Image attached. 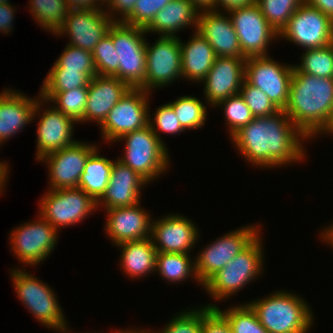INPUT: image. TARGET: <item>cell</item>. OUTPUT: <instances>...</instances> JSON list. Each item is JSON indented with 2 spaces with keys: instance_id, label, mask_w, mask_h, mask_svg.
Listing matches in <instances>:
<instances>
[{
  "instance_id": "obj_1",
  "label": "cell",
  "mask_w": 333,
  "mask_h": 333,
  "mask_svg": "<svg viewBox=\"0 0 333 333\" xmlns=\"http://www.w3.org/2000/svg\"><path fill=\"white\" fill-rule=\"evenodd\" d=\"M230 138L243 158L256 167H282L306 157L302 140L308 138L284 110L255 117Z\"/></svg>"
},
{
  "instance_id": "obj_2",
  "label": "cell",
  "mask_w": 333,
  "mask_h": 333,
  "mask_svg": "<svg viewBox=\"0 0 333 333\" xmlns=\"http://www.w3.org/2000/svg\"><path fill=\"white\" fill-rule=\"evenodd\" d=\"M284 111L308 139L316 138L333 115V78L311 76L294 69Z\"/></svg>"
},
{
  "instance_id": "obj_3",
  "label": "cell",
  "mask_w": 333,
  "mask_h": 333,
  "mask_svg": "<svg viewBox=\"0 0 333 333\" xmlns=\"http://www.w3.org/2000/svg\"><path fill=\"white\" fill-rule=\"evenodd\" d=\"M248 304L269 333H308L313 325L312 310L291 292L275 291Z\"/></svg>"
},
{
  "instance_id": "obj_4",
  "label": "cell",
  "mask_w": 333,
  "mask_h": 333,
  "mask_svg": "<svg viewBox=\"0 0 333 333\" xmlns=\"http://www.w3.org/2000/svg\"><path fill=\"white\" fill-rule=\"evenodd\" d=\"M261 243V236L258 235L203 285L213 299L219 301L228 298L250 281H255L254 278L262 272L264 261Z\"/></svg>"
},
{
  "instance_id": "obj_5",
  "label": "cell",
  "mask_w": 333,
  "mask_h": 333,
  "mask_svg": "<svg viewBox=\"0 0 333 333\" xmlns=\"http://www.w3.org/2000/svg\"><path fill=\"white\" fill-rule=\"evenodd\" d=\"M113 41L119 62L118 71L113 75L131 88L144 90L146 75L145 28L113 22L107 33Z\"/></svg>"
},
{
  "instance_id": "obj_6",
  "label": "cell",
  "mask_w": 333,
  "mask_h": 333,
  "mask_svg": "<svg viewBox=\"0 0 333 333\" xmlns=\"http://www.w3.org/2000/svg\"><path fill=\"white\" fill-rule=\"evenodd\" d=\"M125 139V153L120 158L123 164L137 172L148 183L163 174L169 165L168 149L148 124L142 129L122 135L116 141ZM159 175V176H158Z\"/></svg>"
},
{
  "instance_id": "obj_7",
  "label": "cell",
  "mask_w": 333,
  "mask_h": 333,
  "mask_svg": "<svg viewBox=\"0 0 333 333\" xmlns=\"http://www.w3.org/2000/svg\"><path fill=\"white\" fill-rule=\"evenodd\" d=\"M10 271L19 300L33 316L50 329L59 331L66 328L68 323L66 324L63 309L60 308L52 288L24 269Z\"/></svg>"
},
{
  "instance_id": "obj_8",
  "label": "cell",
  "mask_w": 333,
  "mask_h": 333,
  "mask_svg": "<svg viewBox=\"0 0 333 333\" xmlns=\"http://www.w3.org/2000/svg\"><path fill=\"white\" fill-rule=\"evenodd\" d=\"M39 203V215L58 231L80 223L97 209V202L81 188L49 189Z\"/></svg>"
},
{
  "instance_id": "obj_9",
  "label": "cell",
  "mask_w": 333,
  "mask_h": 333,
  "mask_svg": "<svg viewBox=\"0 0 333 333\" xmlns=\"http://www.w3.org/2000/svg\"><path fill=\"white\" fill-rule=\"evenodd\" d=\"M258 225L243 226L237 230L228 232L219 237L211 245L200 250V254L194 259V269L200 285H204L215 273L223 269L225 265L237 254L245 249L258 235Z\"/></svg>"
},
{
  "instance_id": "obj_10",
  "label": "cell",
  "mask_w": 333,
  "mask_h": 333,
  "mask_svg": "<svg viewBox=\"0 0 333 333\" xmlns=\"http://www.w3.org/2000/svg\"><path fill=\"white\" fill-rule=\"evenodd\" d=\"M279 37L305 50L321 48L333 43V20L304 1L280 31Z\"/></svg>"
},
{
  "instance_id": "obj_11",
  "label": "cell",
  "mask_w": 333,
  "mask_h": 333,
  "mask_svg": "<svg viewBox=\"0 0 333 333\" xmlns=\"http://www.w3.org/2000/svg\"><path fill=\"white\" fill-rule=\"evenodd\" d=\"M149 92L131 88L109 111L99 126L102 137L116 142L122 135L144 128L149 124Z\"/></svg>"
},
{
  "instance_id": "obj_12",
  "label": "cell",
  "mask_w": 333,
  "mask_h": 333,
  "mask_svg": "<svg viewBox=\"0 0 333 333\" xmlns=\"http://www.w3.org/2000/svg\"><path fill=\"white\" fill-rule=\"evenodd\" d=\"M294 65H282L269 55L246 58L245 80L260 88L279 109L284 110L288 98Z\"/></svg>"
},
{
  "instance_id": "obj_13",
  "label": "cell",
  "mask_w": 333,
  "mask_h": 333,
  "mask_svg": "<svg viewBox=\"0 0 333 333\" xmlns=\"http://www.w3.org/2000/svg\"><path fill=\"white\" fill-rule=\"evenodd\" d=\"M180 77H182L180 38L160 36L152 46L146 42L144 91L150 92L154 87L167 86Z\"/></svg>"
},
{
  "instance_id": "obj_14",
  "label": "cell",
  "mask_w": 333,
  "mask_h": 333,
  "mask_svg": "<svg viewBox=\"0 0 333 333\" xmlns=\"http://www.w3.org/2000/svg\"><path fill=\"white\" fill-rule=\"evenodd\" d=\"M230 14L234 30L239 38V45L245 58L266 56L270 42L279 34L263 16L255 2L248 7L233 9Z\"/></svg>"
},
{
  "instance_id": "obj_15",
  "label": "cell",
  "mask_w": 333,
  "mask_h": 333,
  "mask_svg": "<svg viewBox=\"0 0 333 333\" xmlns=\"http://www.w3.org/2000/svg\"><path fill=\"white\" fill-rule=\"evenodd\" d=\"M38 219L20 224L10 233L12 252L27 266L39 264L49 257L58 241V230L40 215Z\"/></svg>"
},
{
  "instance_id": "obj_16",
  "label": "cell",
  "mask_w": 333,
  "mask_h": 333,
  "mask_svg": "<svg viewBox=\"0 0 333 333\" xmlns=\"http://www.w3.org/2000/svg\"><path fill=\"white\" fill-rule=\"evenodd\" d=\"M98 146L76 141L61 150L43 156L49 170V188H78L86 161Z\"/></svg>"
},
{
  "instance_id": "obj_17",
  "label": "cell",
  "mask_w": 333,
  "mask_h": 333,
  "mask_svg": "<svg viewBox=\"0 0 333 333\" xmlns=\"http://www.w3.org/2000/svg\"><path fill=\"white\" fill-rule=\"evenodd\" d=\"M104 10H70L56 36L65 33L71 39L68 45L92 52L114 22Z\"/></svg>"
},
{
  "instance_id": "obj_18",
  "label": "cell",
  "mask_w": 333,
  "mask_h": 333,
  "mask_svg": "<svg viewBox=\"0 0 333 333\" xmlns=\"http://www.w3.org/2000/svg\"><path fill=\"white\" fill-rule=\"evenodd\" d=\"M245 57H216L202 81L205 101L214 106L230 96L240 93L245 80Z\"/></svg>"
},
{
  "instance_id": "obj_19",
  "label": "cell",
  "mask_w": 333,
  "mask_h": 333,
  "mask_svg": "<svg viewBox=\"0 0 333 333\" xmlns=\"http://www.w3.org/2000/svg\"><path fill=\"white\" fill-rule=\"evenodd\" d=\"M194 222L180 214H168L151 223V236L158 252L186 253L193 248L198 236ZM158 243V244H157Z\"/></svg>"
},
{
  "instance_id": "obj_20",
  "label": "cell",
  "mask_w": 333,
  "mask_h": 333,
  "mask_svg": "<svg viewBox=\"0 0 333 333\" xmlns=\"http://www.w3.org/2000/svg\"><path fill=\"white\" fill-rule=\"evenodd\" d=\"M37 98H28L12 89L0 93V145L15 133L21 132L38 115L36 113L42 109L41 104L46 103L40 95Z\"/></svg>"
},
{
  "instance_id": "obj_21",
  "label": "cell",
  "mask_w": 333,
  "mask_h": 333,
  "mask_svg": "<svg viewBox=\"0 0 333 333\" xmlns=\"http://www.w3.org/2000/svg\"><path fill=\"white\" fill-rule=\"evenodd\" d=\"M139 205L105 209L108 215L105 230L114 245L151 236V216Z\"/></svg>"
},
{
  "instance_id": "obj_22",
  "label": "cell",
  "mask_w": 333,
  "mask_h": 333,
  "mask_svg": "<svg viewBox=\"0 0 333 333\" xmlns=\"http://www.w3.org/2000/svg\"><path fill=\"white\" fill-rule=\"evenodd\" d=\"M220 12H199L196 31L208 41L217 57H244L229 14Z\"/></svg>"
},
{
  "instance_id": "obj_23",
  "label": "cell",
  "mask_w": 333,
  "mask_h": 333,
  "mask_svg": "<svg viewBox=\"0 0 333 333\" xmlns=\"http://www.w3.org/2000/svg\"><path fill=\"white\" fill-rule=\"evenodd\" d=\"M148 182L120 160H113L112 170L104 194L97 201V208L133 206L140 203V190ZM145 185V186H144Z\"/></svg>"
},
{
  "instance_id": "obj_24",
  "label": "cell",
  "mask_w": 333,
  "mask_h": 333,
  "mask_svg": "<svg viewBox=\"0 0 333 333\" xmlns=\"http://www.w3.org/2000/svg\"><path fill=\"white\" fill-rule=\"evenodd\" d=\"M131 87L114 76L95 75L90 79L88 85V97L84 111V119L101 125L109 111L127 94Z\"/></svg>"
},
{
  "instance_id": "obj_25",
  "label": "cell",
  "mask_w": 333,
  "mask_h": 333,
  "mask_svg": "<svg viewBox=\"0 0 333 333\" xmlns=\"http://www.w3.org/2000/svg\"><path fill=\"white\" fill-rule=\"evenodd\" d=\"M43 111L37 128V161L77 141L73 140V125L77 122L55 107Z\"/></svg>"
},
{
  "instance_id": "obj_26",
  "label": "cell",
  "mask_w": 333,
  "mask_h": 333,
  "mask_svg": "<svg viewBox=\"0 0 333 333\" xmlns=\"http://www.w3.org/2000/svg\"><path fill=\"white\" fill-rule=\"evenodd\" d=\"M199 11L189 0H171L145 28L146 33L155 32L161 36H177L185 27L197 28Z\"/></svg>"
},
{
  "instance_id": "obj_27",
  "label": "cell",
  "mask_w": 333,
  "mask_h": 333,
  "mask_svg": "<svg viewBox=\"0 0 333 333\" xmlns=\"http://www.w3.org/2000/svg\"><path fill=\"white\" fill-rule=\"evenodd\" d=\"M193 32L187 44L180 39L182 78L202 83L217 56L208 41L197 31Z\"/></svg>"
},
{
  "instance_id": "obj_28",
  "label": "cell",
  "mask_w": 333,
  "mask_h": 333,
  "mask_svg": "<svg viewBox=\"0 0 333 333\" xmlns=\"http://www.w3.org/2000/svg\"><path fill=\"white\" fill-rule=\"evenodd\" d=\"M116 246L121 249L120 266L130 278L138 279L155 272L157 251L150 237Z\"/></svg>"
},
{
  "instance_id": "obj_29",
  "label": "cell",
  "mask_w": 333,
  "mask_h": 333,
  "mask_svg": "<svg viewBox=\"0 0 333 333\" xmlns=\"http://www.w3.org/2000/svg\"><path fill=\"white\" fill-rule=\"evenodd\" d=\"M112 164V160L100 156L99 150L96 149L86 161L78 188H81L97 202L108 185Z\"/></svg>"
},
{
  "instance_id": "obj_30",
  "label": "cell",
  "mask_w": 333,
  "mask_h": 333,
  "mask_svg": "<svg viewBox=\"0 0 333 333\" xmlns=\"http://www.w3.org/2000/svg\"><path fill=\"white\" fill-rule=\"evenodd\" d=\"M186 253L158 252L156 254L155 271L168 282H182L188 277L197 279L194 262ZM193 274V275H192Z\"/></svg>"
},
{
  "instance_id": "obj_31",
  "label": "cell",
  "mask_w": 333,
  "mask_h": 333,
  "mask_svg": "<svg viewBox=\"0 0 333 333\" xmlns=\"http://www.w3.org/2000/svg\"><path fill=\"white\" fill-rule=\"evenodd\" d=\"M39 94L45 102H53L57 110L75 122L81 123L84 119L88 87H78L63 92H39Z\"/></svg>"
},
{
  "instance_id": "obj_32",
  "label": "cell",
  "mask_w": 333,
  "mask_h": 333,
  "mask_svg": "<svg viewBox=\"0 0 333 333\" xmlns=\"http://www.w3.org/2000/svg\"><path fill=\"white\" fill-rule=\"evenodd\" d=\"M29 4L37 24L54 35L61 29L70 11L66 0H29Z\"/></svg>"
},
{
  "instance_id": "obj_33",
  "label": "cell",
  "mask_w": 333,
  "mask_h": 333,
  "mask_svg": "<svg viewBox=\"0 0 333 333\" xmlns=\"http://www.w3.org/2000/svg\"><path fill=\"white\" fill-rule=\"evenodd\" d=\"M301 57L300 65H294L297 72L333 78V43L321 48L305 50Z\"/></svg>"
},
{
  "instance_id": "obj_34",
  "label": "cell",
  "mask_w": 333,
  "mask_h": 333,
  "mask_svg": "<svg viewBox=\"0 0 333 333\" xmlns=\"http://www.w3.org/2000/svg\"><path fill=\"white\" fill-rule=\"evenodd\" d=\"M169 104L173 107L174 113L184 130L198 129L204 125L207 106L196 97L181 96L176 101H170Z\"/></svg>"
},
{
  "instance_id": "obj_35",
  "label": "cell",
  "mask_w": 333,
  "mask_h": 333,
  "mask_svg": "<svg viewBox=\"0 0 333 333\" xmlns=\"http://www.w3.org/2000/svg\"><path fill=\"white\" fill-rule=\"evenodd\" d=\"M97 73H82L72 70H50L40 92H63L78 87H88Z\"/></svg>"
},
{
  "instance_id": "obj_36",
  "label": "cell",
  "mask_w": 333,
  "mask_h": 333,
  "mask_svg": "<svg viewBox=\"0 0 333 333\" xmlns=\"http://www.w3.org/2000/svg\"><path fill=\"white\" fill-rule=\"evenodd\" d=\"M304 0H256L263 16L279 34Z\"/></svg>"
},
{
  "instance_id": "obj_37",
  "label": "cell",
  "mask_w": 333,
  "mask_h": 333,
  "mask_svg": "<svg viewBox=\"0 0 333 333\" xmlns=\"http://www.w3.org/2000/svg\"><path fill=\"white\" fill-rule=\"evenodd\" d=\"M216 308L226 317L232 333H269L259 322L255 311L249 304L235 305L227 310Z\"/></svg>"
},
{
  "instance_id": "obj_38",
  "label": "cell",
  "mask_w": 333,
  "mask_h": 333,
  "mask_svg": "<svg viewBox=\"0 0 333 333\" xmlns=\"http://www.w3.org/2000/svg\"><path fill=\"white\" fill-rule=\"evenodd\" d=\"M50 70L97 73L92 52L68 44Z\"/></svg>"
},
{
  "instance_id": "obj_39",
  "label": "cell",
  "mask_w": 333,
  "mask_h": 333,
  "mask_svg": "<svg viewBox=\"0 0 333 333\" xmlns=\"http://www.w3.org/2000/svg\"><path fill=\"white\" fill-rule=\"evenodd\" d=\"M221 105L224 108L230 137L255 118L240 93L219 101L215 106Z\"/></svg>"
},
{
  "instance_id": "obj_40",
  "label": "cell",
  "mask_w": 333,
  "mask_h": 333,
  "mask_svg": "<svg viewBox=\"0 0 333 333\" xmlns=\"http://www.w3.org/2000/svg\"><path fill=\"white\" fill-rule=\"evenodd\" d=\"M116 53L112 38L106 34L92 51L97 75L113 76L118 71L119 62Z\"/></svg>"
},
{
  "instance_id": "obj_41",
  "label": "cell",
  "mask_w": 333,
  "mask_h": 333,
  "mask_svg": "<svg viewBox=\"0 0 333 333\" xmlns=\"http://www.w3.org/2000/svg\"><path fill=\"white\" fill-rule=\"evenodd\" d=\"M240 95L254 117L269 116L280 111L260 88L254 87L246 80L241 85Z\"/></svg>"
},
{
  "instance_id": "obj_42",
  "label": "cell",
  "mask_w": 333,
  "mask_h": 333,
  "mask_svg": "<svg viewBox=\"0 0 333 333\" xmlns=\"http://www.w3.org/2000/svg\"><path fill=\"white\" fill-rule=\"evenodd\" d=\"M202 317L203 307L184 310L171 319L159 333H202ZM151 332L153 333V330Z\"/></svg>"
},
{
  "instance_id": "obj_43",
  "label": "cell",
  "mask_w": 333,
  "mask_h": 333,
  "mask_svg": "<svg viewBox=\"0 0 333 333\" xmlns=\"http://www.w3.org/2000/svg\"><path fill=\"white\" fill-rule=\"evenodd\" d=\"M171 0H137L133 12L123 23L146 28L155 15L164 8Z\"/></svg>"
},
{
  "instance_id": "obj_44",
  "label": "cell",
  "mask_w": 333,
  "mask_h": 333,
  "mask_svg": "<svg viewBox=\"0 0 333 333\" xmlns=\"http://www.w3.org/2000/svg\"><path fill=\"white\" fill-rule=\"evenodd\" d=\"M153 115H155L154 119L149 117V125L163 144L164 141L161 140L160 132L176 135L185 131L176 117L173 107L169 103L159 106Z\"/></svg>"
},
{
  "instance_id": "obj_45",
  "label": "cell",
  "mask_w": 333,
  "mask_h": 333,
  "mask_svg": "<svg viewBox=\"0 0 333 333\" xmlns=\"http://www.w3.org/2000/svg\"><path fill=\"white\" fill-rule=\"evenodd\" d=\"M202 333H232L229 322L215 304L203 307Z\"/></svg>"
},
{
  "instance_id": "obj_46",
  "label": "cell",
  "mask_w": 333,
  "mask_h": 333,
  "mask_svg": "<svg viewBox=\"0 0 333 333\" xmlns=\"http://www.w3.org/2000/svg\"><path fill=\"white\" fill-rule=\"evenodd\" d=\"M137 0H108L106 7L107 10L106 14L110 17V19L114 22H123L134 10V6ZM112 11V12H111ZM112 13V14H110ZM117 13H119V16H122V18H114L113 16ZM121 14V15H120ZM112 15V16H111Z\"/></svg>"
},
{
  "instance_id": "obj_47",
  "label": "cell",
  "mask_w": 333,
  "mask_h": 333,
  "mask_svg": "<svg viewBox=\"0 0 333 333\" xmlns=\"http://www.w3.org/2000/svg\"><path fill=\"white\" fill-rule=\"evenodd\" d=\"M13 5L9 4H0V32L8 34V32H11L12 21L16 10V7H13Z\"/></svg>"
},
{
  "instance_id": "obj_48",
  "label": "cell",
  "mask_w": 333,
  "mask_h": 333,
  "mask_svg": "<svg viewBox=\"0 0 333 333\" xmlns=\"http://www.w3.org/2000/svg\"><path fill=\"white\" fill-rule=\"evenodd\" d=\"M256 0H216V11L219 7L224 9L227 13L233 9L248 7L254 4Z\"/></svg>"
},
{
  "instance_id": "obj_49",
  "label": "cell",
  "mask_w": 333,
  "mask_h": 333,
  "mask_svg": "<svg viewBox=\"0 0 333 333\" xmlns=\"http://www.w3.org/2000/svg\"><path fill=\"white\" fill-rule=\"evenodd\" d=\"M69 10L102 9L99 0H66Z\"/></svg>"
},
{
  "instance_id": "obj_50",
  "label": "cell",
  "mask_w": 333,
  "mask_h": 333,
  "mask_svg": "<svg viewBox=\"0 0 333 333\" xmlns=\"http://www.w3.org/2000/svg\"><path fill=\"white\" fill-rule=\"evenodd\" d=\"M310 6L319 9L333 20V0H304Z\"/></svg>"
},
{
  "instance_id": "obj_51",
  "label": "cell",
  "mask_w": 333,
  "mask_h": 333,
  "mask_svg": "<svg viewBox=\"0 0 333 333\" xmlns=\"http://www.w3.org/2000/svg\"><path fill=\"white\" fill-rule=\"evenodd\" d=\"M195 8L201 11H216V0H189Z\"/></svg>"
},
{
  "instance_id": "obj_52",
  "label": "cell",
  "mask_w": 333,
  "mask_h": 333,
  "mask_svg": "<svg viewBox=\"0 0 333 333\" xmlns=\"http://www.w3.org/2000/svg\"><path fill=\"white\" fill-rule=\"evenodd\" d=\"M8 169H9L8 162L7 163H5L4 161L0 162V194L1 192H3V190H5L3 189L5 185L4 183H6L5 180L8 179L6 177H9L7 175L8 173H10L8 172Z\"/></svg>"
},
{
  "instance_id": "obj_53",
  "label": "cell",
  "mask_w": 333,
  "mask_h": 333,
  "mask_svg": "<svg viewBox=\"0 0 333 333\" xmlns=\"http://www.w3.org/2000/svg\"><path fill=\"white\" fill-rule=\"evenodd\" d=\"M321 236H322L321 238H323V241L327 242V244H329L330 246L332 245V247H333V225L332 224H331V226H328L327 228H325V230L323 231Z\"/></svg>"
},
{
  "instance_id": "obj_54",
  "label": "cell",
  "mask_w": 333,
  "mask_h": 333,
  "mask_svg": "<svg viewBox=\"0 0 333 333\" xmlns=\"http://www.w3.org/2000/svg\"><path fill=\"white\" fill-rule=\"evenodd\" d=\"M149 331H150V329L146 331L145 329L144 330H134V329L129 328V330H127V331L120 330V331H117V333H151V331L150 332Z\"/></svg>"
},
{
  "instance_id": "obj_55",
  "label": "cell",
  "mask_w": 333,
  "mask_h": 333,
  "mask_svg": "<svg viewBox=\"0 0 333 333\" xmlns=\"http://www.w3.org/2000/svg\"><path fill=\"white\" fill-rule=\"evenodd\" d=\"M324 133V135L327 133L333 134V115L332 118L328 124V126L324 129V131L322 132V134Z\"/></svg>"
},
{
  "instance_id": "obj_56",
  "label": "cell",
  "mask_w": 333,
  "mask_h": 333,
  "mask_svg": "<svg viewBox=\"0 0 333 333\" xmlns=\"http://www.w3.org/2000/svg\"><path fill=\"white\" fill-rule=\"evenodd\" d=\"M9 0H0V4H9L10 2H8Z\"/></svg>"
},
{
  "instance_id": "obj_57",
  "label": "cell",
  "mask_w": 333,
  "mask_h": 333,
  "mask_svg": "<svg viewBox=\"0 0 333 333\" xmlns=\"http://www.w3.org/2000/svg\"><path fill=\"white\" fill-rule=\"evenodd\" d=\"M104 1V2H103ZM108 2V0H99V3H103L101 6L103 7V5H105Z\"/></svg>"
},
{
  "instance_id": "obj_58",
  "label": "cell",
  "mask_w": 333,
  "mask_h": 333,
  "mask_svg": "<svg viewBox=\"0 0 333 333\" xmlns=\"http://www.w3.org/2000/svg\"><path fill=\"white\" fill-rule=\"evenodd\" d=\"M61 331H62V332H60V333H64V332H65V333H69V331H68V328H67V327H66V328H64V329H61ZM67 331H68V332H67Z\"/></svg>"
}]
</instances>
